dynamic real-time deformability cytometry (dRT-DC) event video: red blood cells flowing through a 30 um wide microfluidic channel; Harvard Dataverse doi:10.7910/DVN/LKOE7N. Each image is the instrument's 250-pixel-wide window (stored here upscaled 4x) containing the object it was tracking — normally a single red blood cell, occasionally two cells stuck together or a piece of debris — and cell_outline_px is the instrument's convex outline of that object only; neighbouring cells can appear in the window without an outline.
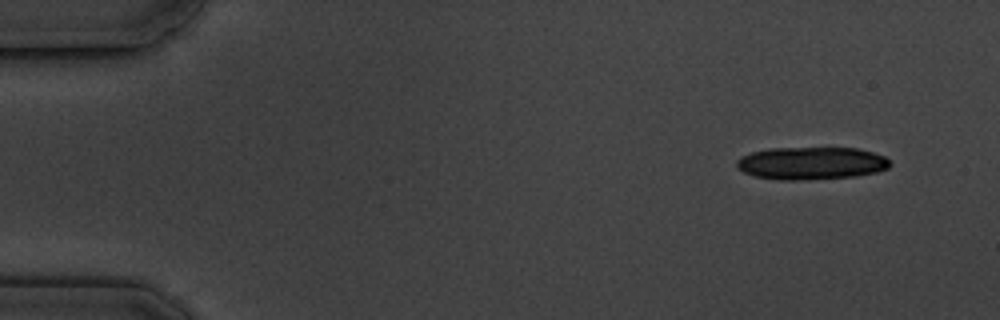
{"species": "common noctule bat (a hibernating species)", "species_latin": "Nyctalus noctula", "temperature_condition": "cold", "stored_images_in_passage": 5, "camera_frame_rate_fps": 3000, "um_per_image_px": 0.085, "animal": {"sex": "male", "body_mass_g": 19.5, "forearm_length_mm": 54.6}, "frame": {"image": 1, "passage_image": 1, "time_ms": 0.0, "image_size_px": [1000, 320], "cell_outline_px": [[892, 164], [888, 168], [876, 172], [856, 176], [796, 180], [780, 180], [756, 176], [744, 172], [736, 168], [736, 160], [740, 156], [752, 152], [768, 148], [856, 148], [872, 152], [884, 156]], "centroid_in_image_um": [68.93, 13.87], "position_along_channel_um": 16.1, "area_um2": 29.13}}